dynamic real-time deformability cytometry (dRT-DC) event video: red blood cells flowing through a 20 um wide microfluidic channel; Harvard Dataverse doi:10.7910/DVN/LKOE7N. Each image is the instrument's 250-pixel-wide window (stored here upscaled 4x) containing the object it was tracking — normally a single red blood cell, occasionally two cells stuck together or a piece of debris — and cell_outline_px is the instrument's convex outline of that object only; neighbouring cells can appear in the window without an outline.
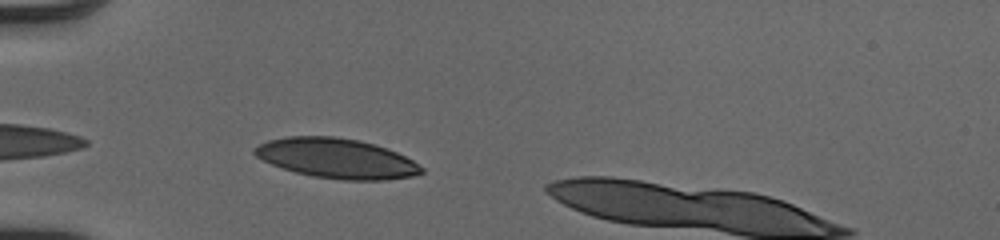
{"species": "human", "species_latin": "Homo sapiens", "temperature_condition": "cold", "stored_images_in_passage": 33, "camera_frame_rate_fps": 3000, "um_per_image_px": 0.085, "donor": {"sex": "male"}, "frame": {"image": 1, "passage_image": 2, "time_ms": 0.333, "image_size_px": [1000, 240], "cell_outline_px": [[424, 172], [412, 176], [384, 180], [344, 180], [312, 176], [296, 172], [272, 164], [256, 156], [252, 152], [252, 148], [268, 140], [288, 136], [336, 136], [360, 140], [388, 148], [412, 160], [424, 168]], "centroid_in_image_um": [28.61, 13.45], "position_along_channel_um": 56.4, "area_um2": 38.73}}
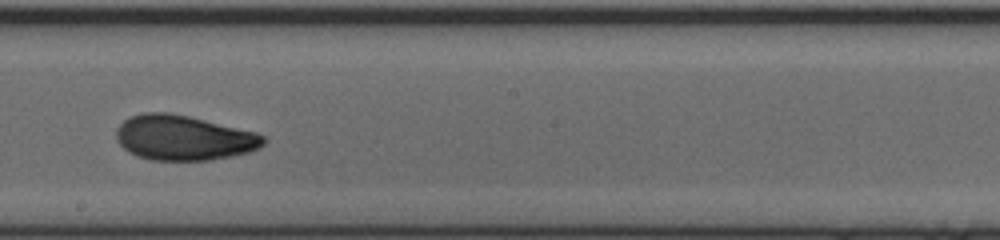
{"frame": {"image": 2, "passage_image": 16, "time_ms": 5.0, "image_size_px": [1000, 240], "cell_outline_px": [[264, 144], [260, 148], [248, 152], [232, 156], [208, 160], [152, 160], [136, 156], [128, 152], [116, 140], [116, 128], [128, 116], [144, 112], [168, 112], [188, 116], [256, 132], [264, 136]], "centroid_in_image_um": [15.57, 11.71], "position_along_channel_um": 232.6, "area_um2": 38.67}}
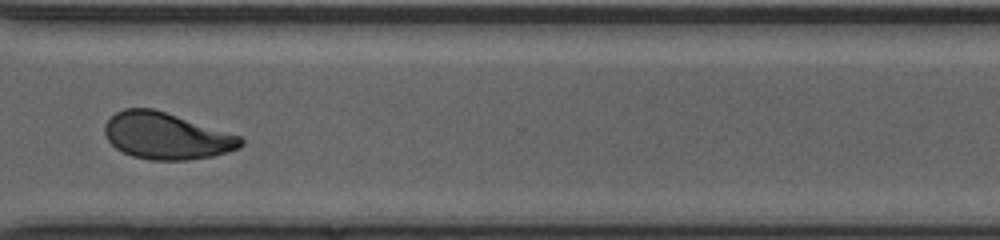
{"frame": {"image": 3, "passage_image": 25, "time_ms": 8.0, "image_size_px": [1000, 240], "cell_outline_px": [[244, 144], [240, 148], [212, 156], [188, 160], [152, 160], [132, 156], [116, 148], [108, 140], [104, 132], [104, 124], [116, 112], [124, 108], [152, 108], [240, 136], [244, 140]], "centroid_in_image_um": [14.13, 11.56], "position_along_channel_um": 356.5, "area_um2": 36.65}}